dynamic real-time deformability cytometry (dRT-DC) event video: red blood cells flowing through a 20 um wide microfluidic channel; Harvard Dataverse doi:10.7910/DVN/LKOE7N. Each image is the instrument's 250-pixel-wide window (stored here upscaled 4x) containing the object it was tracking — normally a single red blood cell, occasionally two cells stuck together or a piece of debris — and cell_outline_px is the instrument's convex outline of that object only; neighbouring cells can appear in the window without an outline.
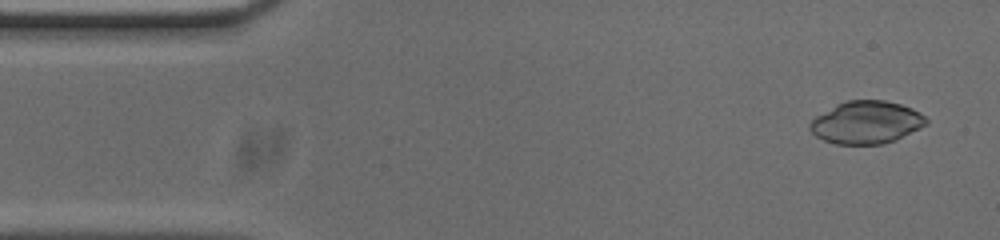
{"species": "common noctule bat (a hibernating species)", "species_latin": "Nyctalus noctula", "temperature_condition": "cold", "stored_images_in_passage": 51, "camera_frame_rate_fps": 3000, "um_per_image_px": 0.085, "animal": {"sex": "male", "body_mass_g": 20.0, "forearm_length_mm": 53.3}, "frame": {"image": 1, "passage_image": 1, "time_ms": 0.0, "image_size_px": [1000, 240], "cell_outline_px": [[928, 124], [896, 140], [884, 144], [836, 144], [824, 140], [816, 136], [808, 128], [808, 124], [816, 116], [836, 104], [848, 100], [884, 100], [900, 104], [912, 108], [920, 112], [928, 120]], "centroid_in_image_um": [73.64, 10.4], "position_along_channel_um": 11.4, "area_um2": 28.96}}
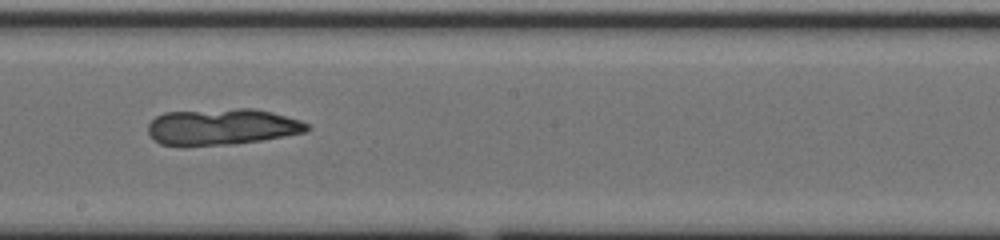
{"frame": {"image": 2, "passage_image": 26, "time_ms": 8.333, "image_size_px": [1000, 240], "cell_outline_px": [[308, 128], [304, 132], [284, 136], [260, 140], [232, 144], [180, 148], [160, 144], [148, 132], [148, 124], [156, 116], [164, 112], [236, 108], [256, 108], [272, 112], [300, 120], [308, 124]], "centroid_in_image_um": [18.8, 10.79], "position_along_channel_um": 229.4, "area_um2": 34.1}}
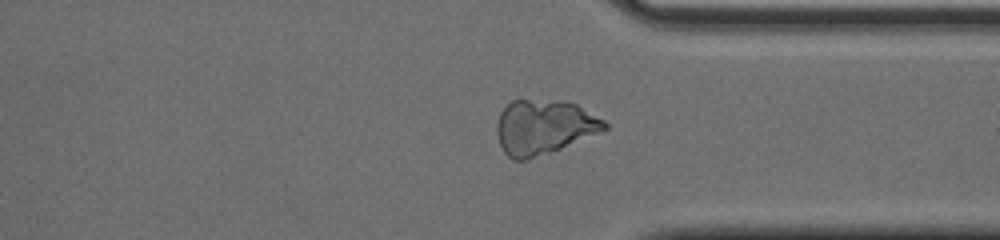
{"frame": {"image": 3, "passage_image": 37, "time_ms": 12.0, "image_size_px": [1000, 240], "cell_outline_px": [[608, 128], [560, 148], [528, 160], [512, 160], [504, 152], [500, 144], [496, 132], [496, 124], [500, 112], [512, 100], [556, 100], [576, 104], [604, 120], [608, 124]], "centroid_in_image_um": [46.19, 10.8], "position_along_channel_um": 365.2, "area_um2": 33.93}}